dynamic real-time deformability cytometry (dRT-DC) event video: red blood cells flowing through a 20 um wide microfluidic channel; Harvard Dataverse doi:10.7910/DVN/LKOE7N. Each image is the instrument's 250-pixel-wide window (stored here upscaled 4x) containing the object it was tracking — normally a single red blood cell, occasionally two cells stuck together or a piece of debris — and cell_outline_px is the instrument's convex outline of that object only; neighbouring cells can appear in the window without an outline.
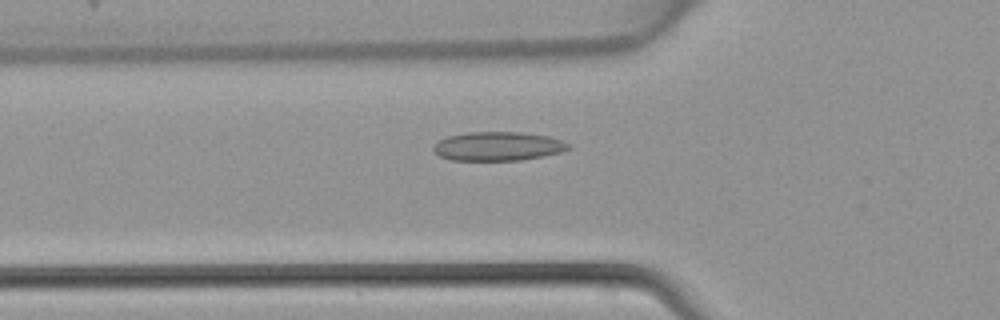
{"species": "common noctule bat (a hibernating species)", "species_latin": "Nyctalus noctula", "temperature_condition": "warm", "stored_images_in_passage": 41, "camera_frame_rate_fps": 3000, "um_per_image_px": 0.085, "animal": {"sex": "female", "body_mass_g": 22.7, "forearm_length_mm": 54.2}, "frame": {"image": 1, "passage_image": 12, "time_ms": 3.667, "image_size_px": [1000, 320], "cell_outline_px": [[572, 148], [560, 152], [544, 156], [520, 160], [452, 160], [440, 156], [432, 148], [440, 140], [448, 136], [468, 132], [520, 132], [548, 136], [572, 144]], "centroid_in_image_um": [42.37, 12.43], "position_along_channel_um": 83.4, "area_um2": 22.66}}
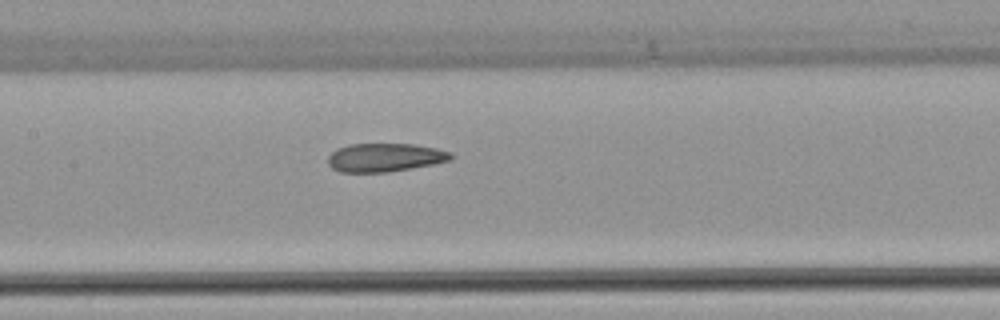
{"frame": {"image": 2, "passage_image": 18, "time_ms": 5.667, "image_size_px": [1000, 320], "cell_outline_px": [[456, 156], [452, 160], [432, 164], [388, 172], [340, 172], [332, 168], [328, 164], [328, 156], [336, 148], [348, 144], [412, 144], [436, 148], [452, 152]], "centroid_in_image_um": [32.73, 13.38], "position_along_channel_um": 174.7, "area_um2": 20.52}}
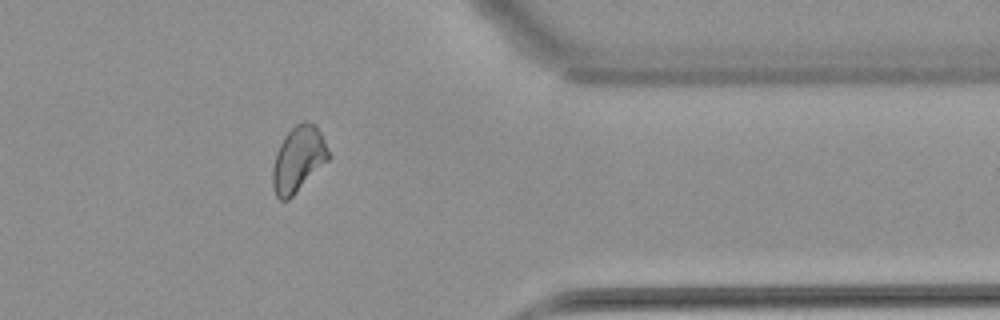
{"frame": {"image": 3, "passage_image": 33, "time_ms": 10.667, "image_size_px": [1000, 320], "cell_outline_px": [[332, 156], [288, 200], [280, 200], [276, 196], [272, 184], [272, 168], [276, 152], [284, 136], [296, 124], [304, 120], [316, 124]], "centroid_in_image_um": [25.35, 13.51], "position_along_channel_um": 386.0, "area_um2": 21.33}}